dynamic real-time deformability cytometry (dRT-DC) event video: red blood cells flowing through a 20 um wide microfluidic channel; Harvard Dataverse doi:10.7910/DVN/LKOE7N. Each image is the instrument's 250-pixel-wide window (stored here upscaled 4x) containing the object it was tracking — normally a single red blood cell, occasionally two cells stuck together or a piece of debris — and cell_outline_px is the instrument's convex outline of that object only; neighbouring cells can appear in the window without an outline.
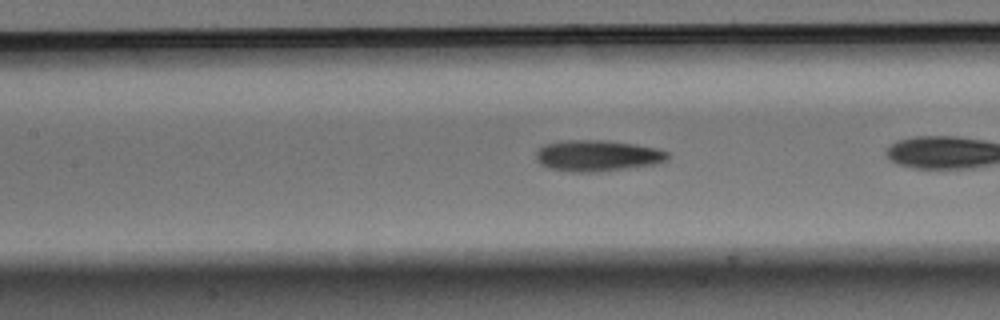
{"species": "Egyptian fruit bat (a non-hibernating species)", "species_latin": "Rousettus aegyptiacus", "temperature_condition": "warm", "stored_images_in_passage": 25, "camera_frame_rate_fps": 3000, "um_per_image_px": 0.085, "animal": {"sex": "male"}, "frame": {"image": 1, "passage_image": 8, "time_ms": 2.333, "image_size_px": [1000, 320], "cell_outline_px": [[668, 160], [660, 164], [596, 172], [572, 172], [552, 168], [540, 164], [536, 160], [536, 152], [544, 144], [560, 140], [604, 140], [632, 144], [656, 148], [668, 152]], "centroid_in_image_um": [50.79, 13.23], "position_along_channel_um": 156.6, "area_um2": 23.99}}